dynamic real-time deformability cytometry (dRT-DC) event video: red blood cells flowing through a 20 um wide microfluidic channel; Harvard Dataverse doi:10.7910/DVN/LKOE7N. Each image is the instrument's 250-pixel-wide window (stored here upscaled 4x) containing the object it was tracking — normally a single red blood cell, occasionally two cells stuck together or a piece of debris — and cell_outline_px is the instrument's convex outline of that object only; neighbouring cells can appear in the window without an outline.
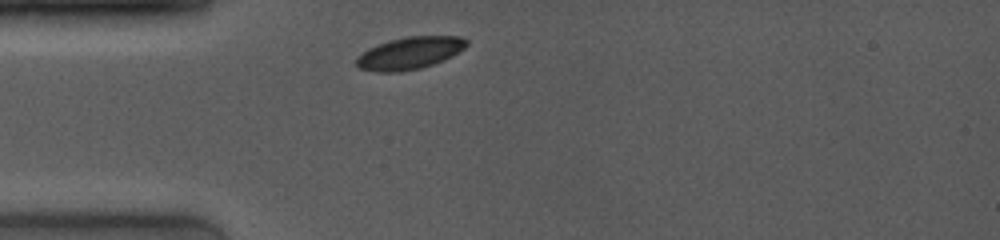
{"species": "common noctule bat (a hibernating species)", "species_latin": "Nyctalus noctula", "temperature_condition": "room temperature", "stored_images_in_passage": 20, "camera_frame_rate_fps": 4000, "um_per_image_px": 0.085, "animal": {"sex": "female", "body_mass_g": 19.0, "forearm_length_mm": 53.3}, "frame": {"image": 1, "passage_image": 1, "time_ms": 0.0, "image_size_px": [1000, 240], "cell_outline_px": [[468, 44], [464, 48], [452, 56], [444, 60], [420, 68], [400, 72], [376, 72], [356, 68], [356, 56], [368, 48], [388, 40], [408, 36], [460, 36], [468, 40]], "centroid_in_image_um": [34.79, 4.51], "position_along_channel_um": 50.2, "area_um2": 20.92}}
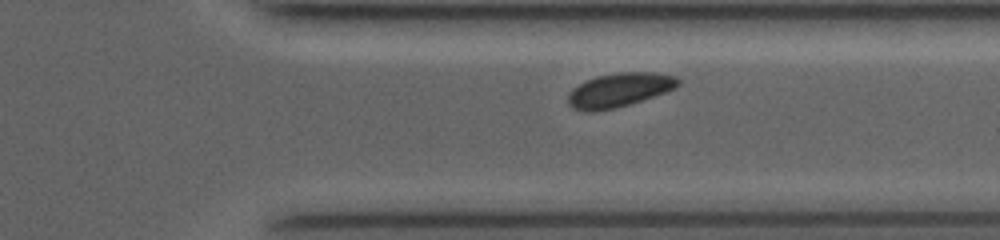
{"frame": {"image": 2, "passage_image": 16, "time_ms": 8.0, "image_size_px": [1000, 240], "cell_outline_px": [[680, 84], [664, 92], [628, 104], [612, 108], [592, 112], [588, 112], [572, 108], [568, 104], [568, 96], [572, 88], [584, 80], [596, 76], [620, 72], [656, 72], [676, 76], [680, 80]], "centroid_in_image_um": [52.59, 7.63], "position_along_channel_um": 358.8, "area_um2": 21.62}}
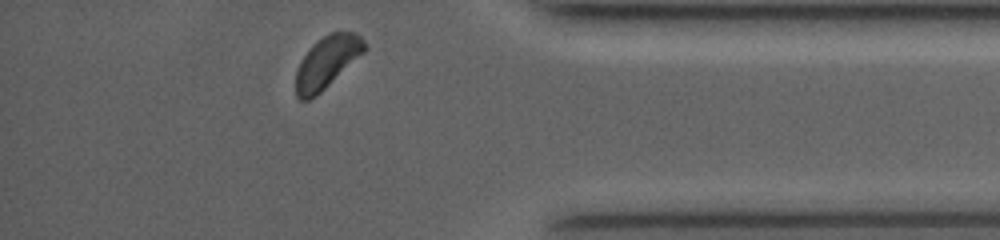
{"frame": {"image": 3, "passage_image": 19, "time_ms": 9.5, "image_size_px": [1000, 240], "cell_outline_px": [[368, 48], [364, 52], [316, 96], [308, 100], [300, 100], [296, 96], [296, 72], [300, 60], [308, 48], [312, 44], [328, 32], [356, 32], [368, 44]], "centroid_in_image_um": [27.79, 5.25], "position_along_channel_um": 407.4, "area_um2": 20.87}, "authors_computed_cell_mechanics": {"area_um2": 21.8195, "velocity_mm_per_s": 3.9897, "shape_relaxation_time_tau1_ms": 2.8464, "shape_relaxation_time_tau2_ms": null, "deformation_change_tau1": 0.0695, "deformation_change_tau2": null}}